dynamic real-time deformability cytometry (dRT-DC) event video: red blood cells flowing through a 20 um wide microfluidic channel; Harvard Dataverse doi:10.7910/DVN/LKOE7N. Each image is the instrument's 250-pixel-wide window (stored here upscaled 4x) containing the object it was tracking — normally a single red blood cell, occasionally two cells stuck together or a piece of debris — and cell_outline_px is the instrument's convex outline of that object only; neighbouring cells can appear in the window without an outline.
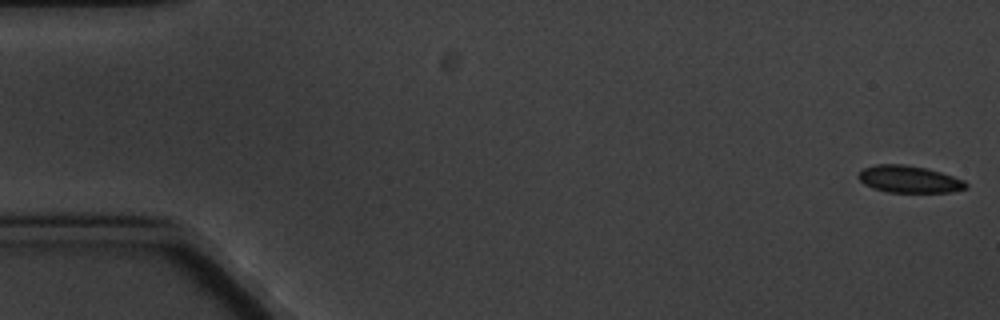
{"species": "common noctule bat (a hibernating species)", "species_latin": "Nyctalus noctula", "temperature_condition": "cold", "stored_images_in_passage": 6, "camera_frame_rate_fps": 3000, "um_per_image_px": 0.085, "animal": {"sex": "male", "body_mass_g": 20.1, "forearm_length_mm": 53.5}, "frame": {"image": 1, "passage_image": 1, "time_ms": 0.0, "image_size_px": [1000, 320], "cell_outline_px": [[968, 188], [952, 192], [888, 192], [872, 188], [864, 184], [856, 176], [864, 168], [876, 164], [904, 164], [924, 168], [940, 172], [964, 180], [968, 184]], "centroid_in_image_um": [77.27, 15.24], "position_along_channel_um": 7.7, "area_um2": 16.94}}
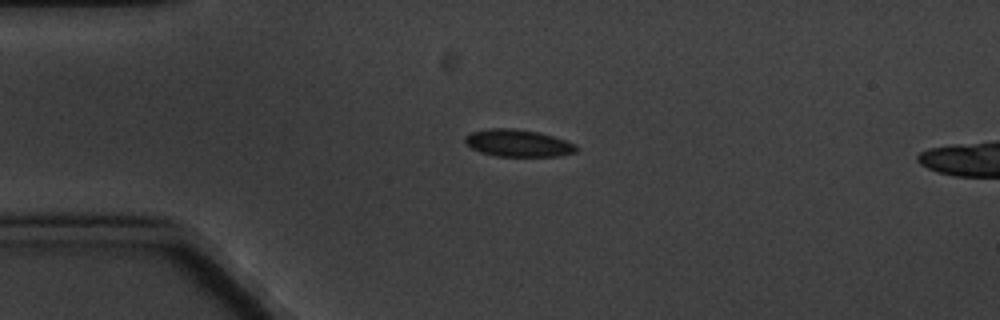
{"frame": {"image": 2, "passage_image": 4, "time_ms": 4.333, "image_size_px": [1000, 320], "cell_outline_px": [[576, 152], [560, 156], [496, 156], [480, 152], [472, 148], [464, 140], [464, 136], [472, 132], [488, 128], [512, 128], [536, 132], [552, 136], [576, 144]], "centroid_in_image_um": [44.01, 12.17], "position_along_channel_um": 41.0, "area_um2": 17.46}}